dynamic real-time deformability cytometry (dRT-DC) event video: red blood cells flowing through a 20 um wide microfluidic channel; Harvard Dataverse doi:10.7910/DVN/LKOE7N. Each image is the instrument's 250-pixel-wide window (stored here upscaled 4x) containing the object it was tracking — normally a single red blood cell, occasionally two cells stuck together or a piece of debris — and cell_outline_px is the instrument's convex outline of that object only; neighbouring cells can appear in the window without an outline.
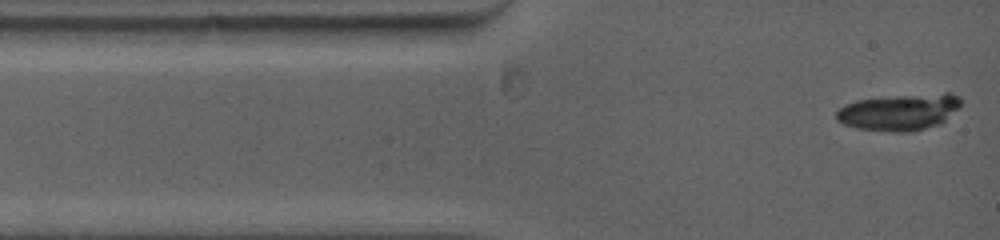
{"species": "common noctule bat (a hibernating species)", "species_latin": "Nyctalus noctula", "temperature_condition": "warm", "stored_images_in_passage": 5, "camera_frame_rate_fps": 5000, "um_per_image_px": 0.085, "animal": {"sex": "female", "body_mass_g": 19.0, "forearm_length_mm": 53.3}, "frame": {"image": 1, "passage_image": 1, "time_ms": 0.0, "image_size_px": [1000, 240], "cell_outline_px": [[960, 108], [940, 124], [908, 132], [896, 132], [856, 128], [844, 124], [836, 120], [836, 112], [840, 108], [856, 100], [896, 96], [944, 92], [948, 92], [960, 96]], "centroid_in_image_um": [76.48, 9.52], "position_along_channel_um": 8.5, "area_um2": 26.41}}